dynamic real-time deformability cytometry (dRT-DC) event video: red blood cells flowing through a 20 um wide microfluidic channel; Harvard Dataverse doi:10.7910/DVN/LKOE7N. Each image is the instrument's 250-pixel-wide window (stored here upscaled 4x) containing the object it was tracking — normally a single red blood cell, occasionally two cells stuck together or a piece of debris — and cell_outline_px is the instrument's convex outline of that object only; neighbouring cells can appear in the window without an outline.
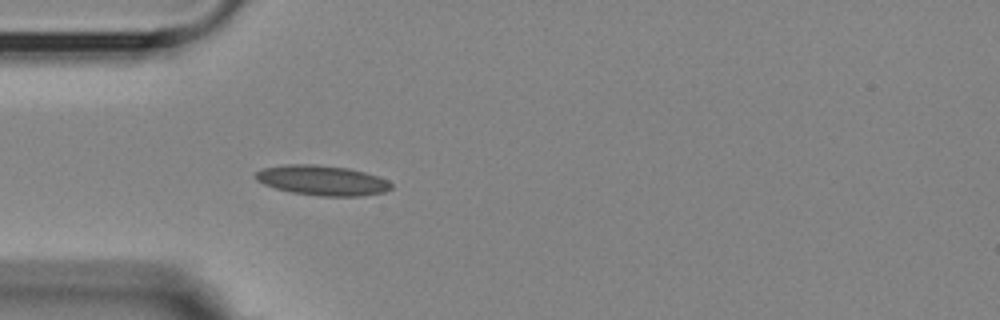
{"species": "Egyptian fruit bat (a non-hibernating species)", "species_latin": "Rousettus aegyptiacus", "temperature_condition": "room temperature", "stored_images_in_passage": 40, "camera_frame_rate_fps": 3000, "um_per_image_px": 0.085, "animal": {"sex": "female"}, "frame": {"image": 1, "passage_image": 1, "time_ms": 0.0, "image_size_px": [1000, 320], "cell_outline_px": [[392, 188], [384, 192], [360, 196], [320, 196], [292, 192], [276, 188], [264, 184], [256, 180], [252, 176], [256, 172], [264, 168], [284, 164], [312, 164], [348, 168], [380, 176], [388, 180], [392, 184]], "centroid_in_image_um": [27.39, 15.33], "position_along_channel_um": 57.6, "area_um2": 23.76}}
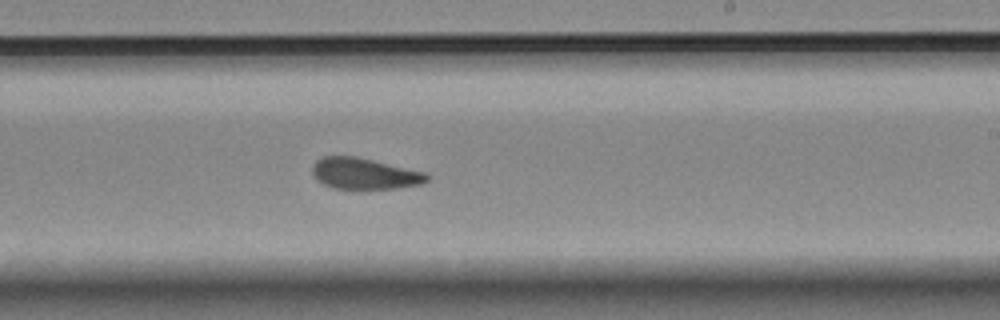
{"frame": {"image": 2, "passage_image": 18, "time_ms": 5.667, "image_size_px": [1000, 320], "cell_outline_px": [[428, 180], [420, 184], [396, 188], [332, 188], [316, 180], [312, 176], [312, 164], [316, 160], [324, 156], [356, 156], [428, 172]], "centroid_in_image_um": [30.96, 14.74], "position_along_channel_um": 258.0, "area_um2": 20.92}}
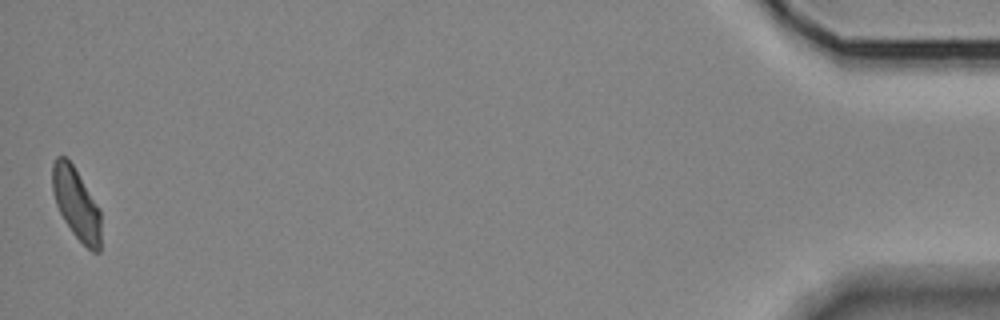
{"frame": {"image": 3, "passage_image": 40, "time_ms": 13.0, "image_size_px": [1000, 320], "cell_outline_px": [[100, 252], [92, 252], [72, 232], [64, 220], [56, 204], [52, 192], [52, 164], [56, 156], [64, 156], [72, 164], [100, 208]], "centroid_in_image_um": [6.47, 17.3], "position_along_channel_um": 428.7, "area_um2": 20.06}, "authors_computed_cell_mechanics": {"area_um2": 21.0103, "velocity_mm_per_s": 3.5833, "shape_relaxation_time_tau1_ms": null, "shape_relaxation_time_tau2_ms": 4.8562, "deformation_change_tau1": null, "deformation_change_tau2": 0.0921}}